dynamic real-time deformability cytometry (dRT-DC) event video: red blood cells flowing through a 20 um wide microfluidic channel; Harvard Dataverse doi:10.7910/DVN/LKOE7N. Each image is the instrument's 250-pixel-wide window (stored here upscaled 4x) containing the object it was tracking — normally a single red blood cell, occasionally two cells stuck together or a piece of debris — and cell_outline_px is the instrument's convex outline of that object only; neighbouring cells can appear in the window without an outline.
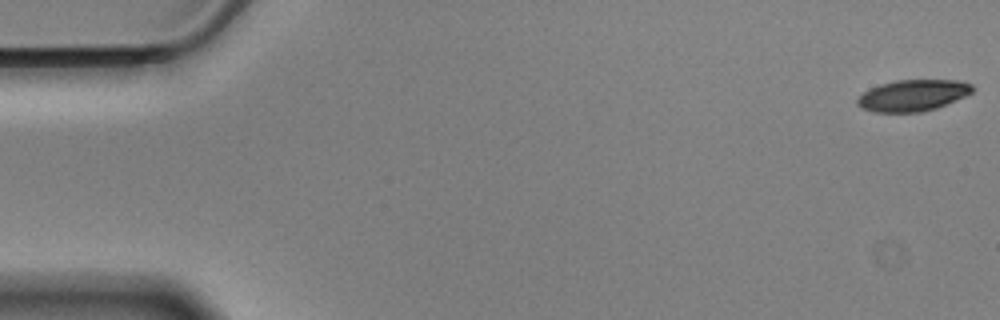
{"species": "Egyptian fruit bat (a non-hibernating species)", "species_latin": "Rousettus aegyptiacus", "temperature_condition": "cold", "stored_images_in_passage": 11, "camera_frame_rate_fps": 3000, "um_per_image_px": 0.085, "animal": {"sex": "male"}, "frame": {"image": 1, "passage_image": 1, "time_ms": 0.0, "image_size_px": [1000, 320], "cell_outline_px": [[976, 88], [972, 92], [964, 96], [936, 108], [920, 112], [876, 112], [864, 108], [856, 104], [856, 100], [864, 92], [880, 84], [896, 80], [956, 80], [972, 84]], "centroid_in_image_um": [77.61, 8.1], "position_along_channel_um": 7.4, "area_um2": 20.81}}